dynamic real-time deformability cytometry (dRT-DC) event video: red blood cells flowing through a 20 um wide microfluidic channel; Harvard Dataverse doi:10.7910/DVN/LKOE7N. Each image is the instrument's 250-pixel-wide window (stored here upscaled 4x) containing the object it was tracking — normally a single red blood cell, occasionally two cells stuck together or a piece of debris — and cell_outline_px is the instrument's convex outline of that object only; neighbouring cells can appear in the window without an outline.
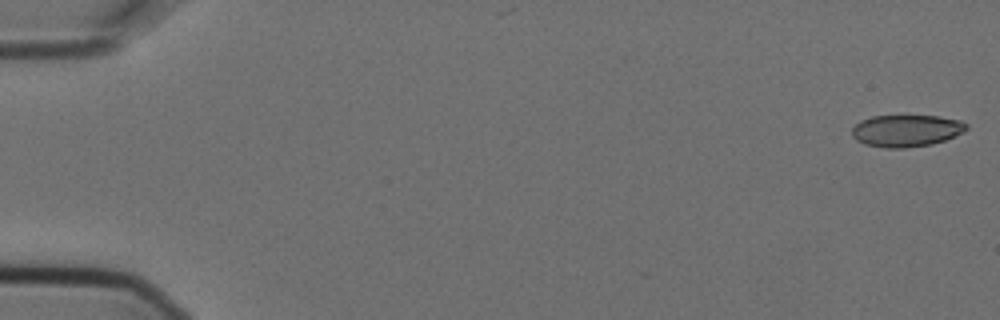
{"species": "Egyptian fruit bat (a non-hibernating species)", "species_latin": "Rousettus aegyptiacus", "temperature_condition": "cold", "stored_images_in_passage": 5, "camera_frame_rate_fps": 3000, "um_per_image_px": 0.085, "animal": {"sex": "female"}, "frame": {"image": 1, "passage_image": 1, "time_ms": 0.0, "image_size_px": [1000, 320], "cell_outline_px": [[968, 128], [964, 132], [944, 140], [932, 144], [904, 148], [884, 148], [864, 144], [856, 140], [852, 136], [852, 128], [860, 120], [872, 116], [940, 116], [960, 120], [968, 124]], "centroid_in_image_um": [77.03, 11.11], "position_along_channel_um": 8.0, "area_um2": 21.44}}
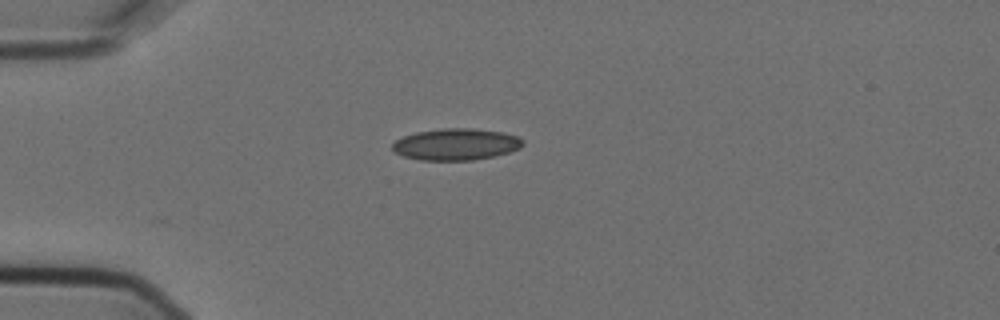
{"frame": {"image": 2, "passage_image": 5, "time_ms": 1.333, "image_size_px": [1000, 320], "cell_outline_px": [[524, 144], [520, 148], [508, 152], [492, 156], [472, 160], [420, 160], [404, 156], [396, 152], [392, 148], [392, 144], [396, 140], [404, 136], [416, 132], [440, 128], [472, 128], [504, 132], [516, 136], [524, 140]], "centroid_in_image_um": [38.77, 12.26], "position_along_channel_um": 46.2, "area_um2": 23.99}}